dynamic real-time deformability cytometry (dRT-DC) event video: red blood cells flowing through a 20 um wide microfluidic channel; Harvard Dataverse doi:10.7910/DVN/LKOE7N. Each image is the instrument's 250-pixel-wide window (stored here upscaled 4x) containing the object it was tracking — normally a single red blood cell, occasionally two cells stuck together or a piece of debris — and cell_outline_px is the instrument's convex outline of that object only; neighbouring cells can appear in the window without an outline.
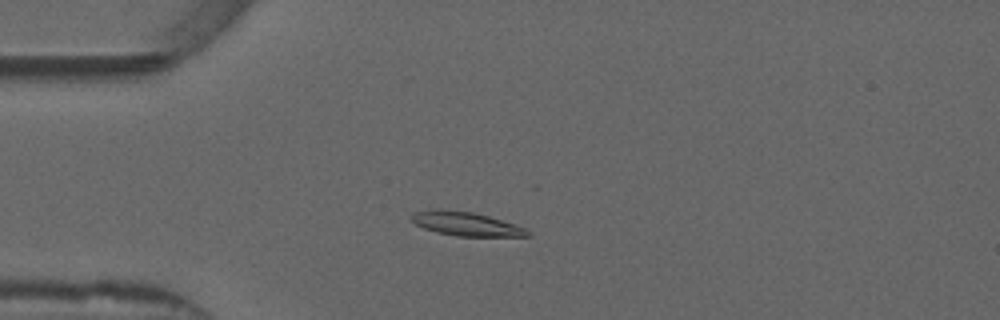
{"species": "common noctule bat (a hibernating species)", "species_latin": "Nyctalus noctula", "temperature_condition": "warm", "stored_images_in_passage": 52, "camera_frame_rate_fps": 3000, "um_per_image_px": 0.085, "animal": {"sex": "male", "forearm_length_mm": 52.5}, "frame": {"image": 1, "passage_image": 13, "time_ms": 4.0, "image_size_px": [1000, 320], "cell_outline_px": [[532, 236], [456, 236], [436, 232], [424, 228], [408, 220], [416, 212], [440, 208], [472, 212], [488, 216], [516, 224], [532, 232]], "centroid_in_image_um": [39.62, 19.03], "position_along_channel_um": 45.4, "area_um2": 16.18}}
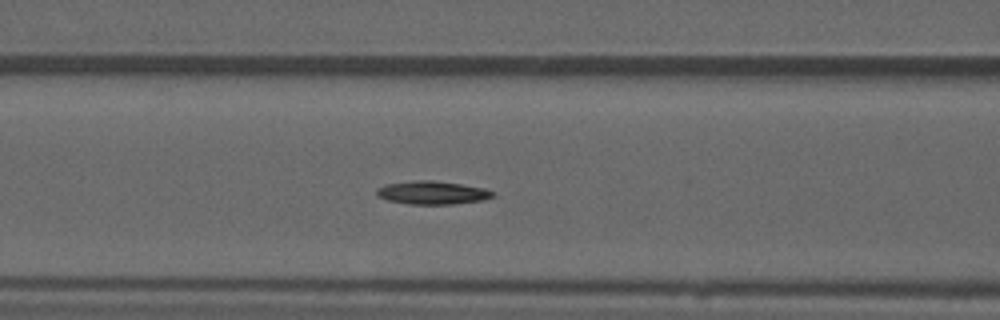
{"frame": {"image": 2, "passage_image": 21, "time_ms": 6.667, "image_size_px": [1000, 320], "cell_outline_px": [[496, 192], [492, 196], [484, 200], [452, 204], [408, 204], [388, 200], [376, 196], [376, 188], [388, 184], [416, 180], [432, 180], [460, 184], [484, 188]], "centroid_in_image_um": [36.74, 16.38], "position_along_channel_um": 129.9, "area_um2": 15.66}}
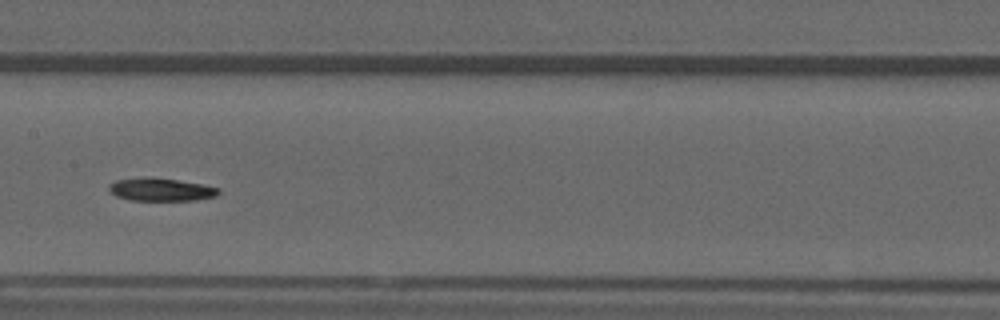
{"frame": {"image": 3, "passage_image": 26, "time_ms": 8.333, "image_size_px": [1000, 320], "cell_outline_px": [[220, 192], [216, 196], [196, 200], [128, 200], [116, 196], [108, 192], [108, 184], [116, 180], [176, 180], [200, 184], [220, 188]], "centroid_in_image_um": [13.69, 16.16], "position_along_channel_um": 193.7, "area_um2": 13.87}}